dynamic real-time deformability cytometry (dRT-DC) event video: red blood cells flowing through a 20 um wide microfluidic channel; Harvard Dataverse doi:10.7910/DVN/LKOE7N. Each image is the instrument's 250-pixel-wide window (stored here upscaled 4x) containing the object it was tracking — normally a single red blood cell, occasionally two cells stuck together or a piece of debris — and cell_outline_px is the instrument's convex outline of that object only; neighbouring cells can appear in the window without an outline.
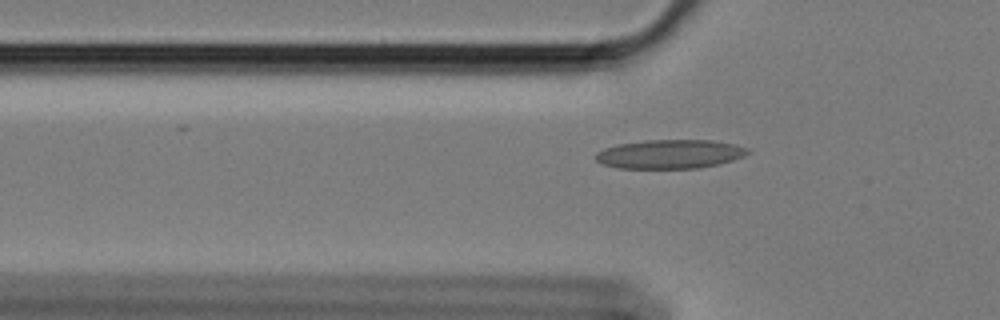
{"species": "Egyptian fruit bat (a non-hibernating species)", "species_latin": "Rousettus aegyptiacus", "temperature_condition": "cold", "stored_images_in_passage": 57, "camera_frame_rate_fps": 3000, "um_per_image_px": 0.085, "animal": {"sex": "female"}, "frame": {"image": 1, "passage_image": 19, "time_ms": 6.0, "image_size_px": [1000, 320], "cell_outline_px": [[752, 152], [744, 156], [720, 164], [700, 168], [616, 168], [600, 164], [592, 156], [596, 152], [604, 148], [616, 144], [644, 140], [712, 140], [736, 144], [748, 148]], "centroid_in_image_um": [56.92, 13.09], "position_along_channel_um": 68.9, "area_um2": 26.13}}
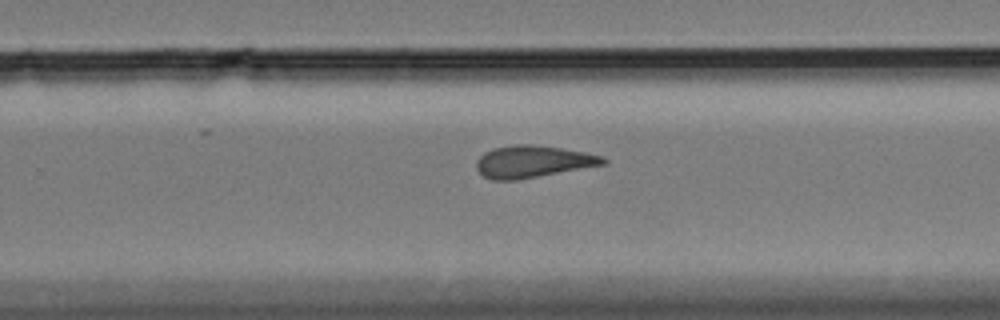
{"frame": {"image": 2, "passage_image": 38, "time_ms": 12.333, "image_size_px": [1000, 320], "cell_outline_px": [[608, 164], [516, 180], [492, 180], [484, 176], [476, 168], [476, 160], [484, 152], [492, 148], [516, 144], [532, 144], [560, 148], [584, 152], [604, 156], [608, 160]], "centroid_in_image_um": [45.3, 13.73], "position_along_channel_um": 284.5, "area_um2": 23.76}}
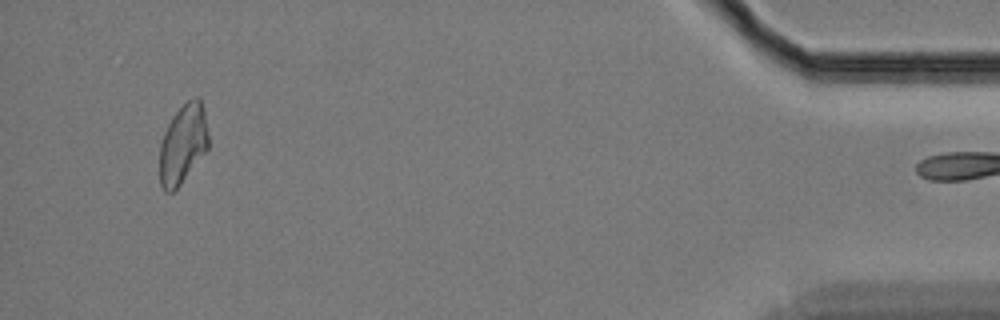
{"frame": {"image": 3, "passage_image": 56, "time_ms": 18.333, "image_size_px": [1000, 320], "cell_outline_px": [[208, 152], [180, 184], [172, 192], [164, 192], [160, 184], [160, 144], [164, 132], [172, 116], [188, 100], [196, 96], [200, 96], [204, 108], [208, 132]], "centroid_in_image_um": [15.57, 12.24], "position_along_channel_um": 419.6, "area_um2": 22.89}}